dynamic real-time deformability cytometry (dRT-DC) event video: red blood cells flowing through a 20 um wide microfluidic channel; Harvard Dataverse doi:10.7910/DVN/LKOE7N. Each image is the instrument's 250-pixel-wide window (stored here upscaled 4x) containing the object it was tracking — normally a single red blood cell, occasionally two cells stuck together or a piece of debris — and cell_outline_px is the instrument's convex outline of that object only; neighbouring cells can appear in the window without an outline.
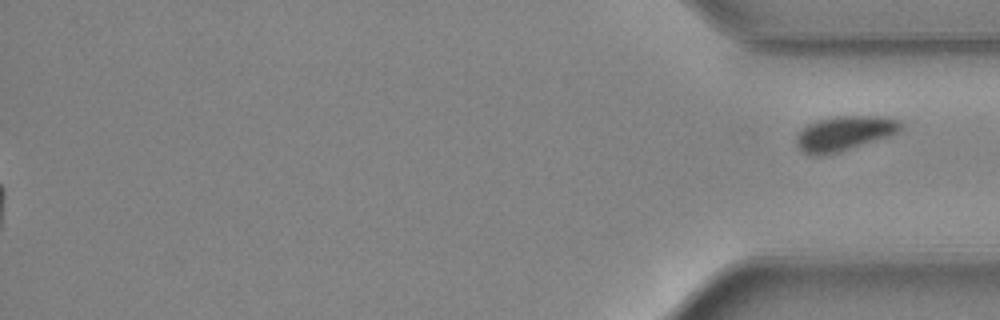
{"species": "common noctule bat (a hibernating species)", "species_latin": "Nyctalus noctula", "temperature_condition": "warm", "stored_images_in_passage": 33, "segment_of_instrument_passage": [2, 2], "camera_frame_rate_fps": 3000, "um_per_image_px": 0.085, "animal": {"sex": "female", "body_mass_g": 24.6, "forearm_length_mm": 56.2}, "frame": {"image": 1, "passage_image": 33, "time_ms": 10.667, "image_size_px": [1000, 320], "cell_outline_px": [[900, 128], [896, 132], [888, 136], [840, 152], [820, 156], [816, 156], [804, 152], [796, 144], [796, 136], [808, 124], [816, 120], [836, 116], [888, 116], [900, 120]], "centroid_in_image_um": [71.75, 11.33], "position_along_channel_um": 363.4, "area_um2": 20.92}}